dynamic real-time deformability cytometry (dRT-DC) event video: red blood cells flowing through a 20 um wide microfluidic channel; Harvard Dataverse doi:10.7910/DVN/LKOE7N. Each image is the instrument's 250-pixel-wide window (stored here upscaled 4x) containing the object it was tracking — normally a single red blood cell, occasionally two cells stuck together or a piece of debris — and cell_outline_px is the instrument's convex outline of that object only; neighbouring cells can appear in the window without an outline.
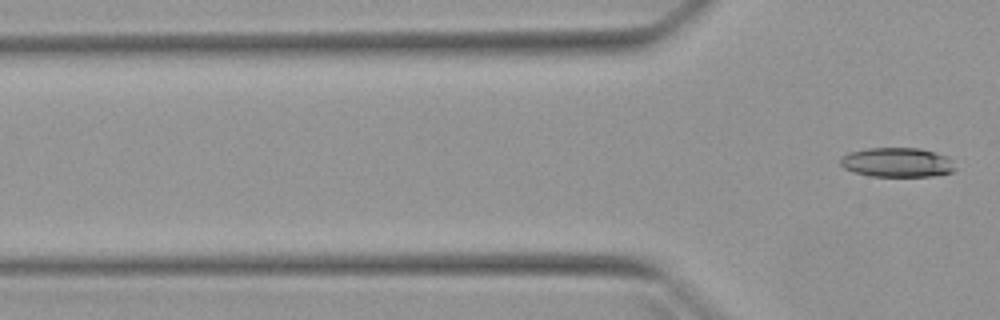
{"species": "Egyptian fruit bat (a non-hibernating species)", "species_latin": "Rousettus aegyptiacus", "temperature_condition": "warm", "stored_images_in_passage": 7, "camera_frame_rate_fps": 3000, "um_per_image_px": 0.085, "animal": {"sex": "female"}, "frame": {"image": 1, "passage_image": 7, "time_ms": 7.0, "image_size_px": [1000, 320], "cell_outline_px": [[956, 168], [952, 172], [932, 176], [872, 176], [852, 172], [844, 168], [840, 164], [840, 160], [848, 152], [868, 148], [920, 148], [948, 156], [952, 160]], "centroid_in_image_um": [76.27, 13.8], "position_along_channel_um": 49.5, "area_um2": 19.77}}